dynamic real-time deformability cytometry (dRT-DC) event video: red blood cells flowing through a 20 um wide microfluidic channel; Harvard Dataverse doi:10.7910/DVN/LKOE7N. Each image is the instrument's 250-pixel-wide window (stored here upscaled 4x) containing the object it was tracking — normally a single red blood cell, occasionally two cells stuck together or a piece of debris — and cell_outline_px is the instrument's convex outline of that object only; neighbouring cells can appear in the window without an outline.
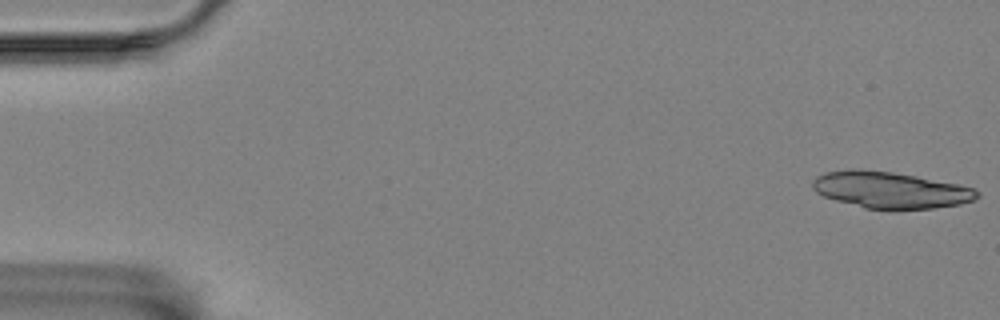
{"species": "Egyptian fruit bat (a non-hibernating species)", "species_latin": "Rousettus aegyptiacus", "temperature_condition": "room temperature", "stored_images_in_passage": 10, "camera_frame_rate_fps": 3000, "um_per_image_px": 0.085, "animal": {"sex": "female"}, "frame": {"image": 1, "passage_image": 1, "time_ms": 0.0, "image_size_px": [1000, 320], "cell_outline_px": [[980, 196], [976, 200], [960, 204], [932, 208], [896, 212], [892, 212], [864, 208], [836, 200], [824, 196], [816, 192], [812, 188], [812, 180], [816, 176], [824, 172], [848, 168], [856, 168], [892, 172], [916, 176], [956, 184], [972, 188], [980, 192]], "centroid_in_image_um": [75.66, 16.17], "position_along_channel_um": 9.3, "area_um2": 35.84}}